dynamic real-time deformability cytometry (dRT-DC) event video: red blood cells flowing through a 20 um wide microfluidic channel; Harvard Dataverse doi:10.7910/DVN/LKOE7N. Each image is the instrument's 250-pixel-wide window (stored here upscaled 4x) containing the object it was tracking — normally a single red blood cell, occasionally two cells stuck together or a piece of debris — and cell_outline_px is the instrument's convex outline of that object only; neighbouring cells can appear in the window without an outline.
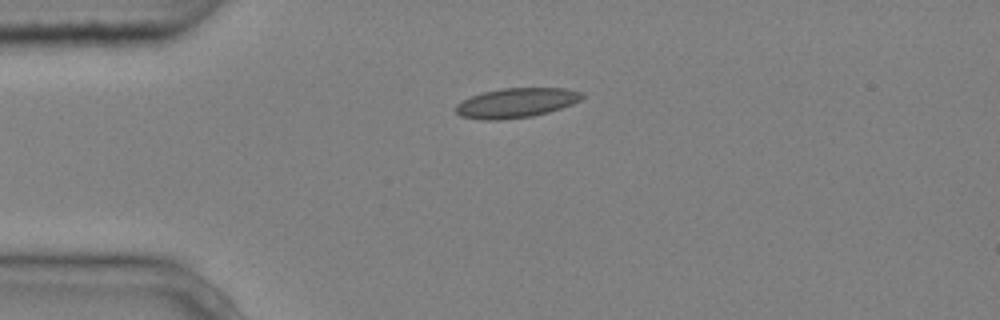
{"species": "common noctule bat (a hibernating species)", "species_latin": "Nyctalus noctula", "temperature_condition": "cold", "stored_images_in_passage": 2, "camera_frame_rate_fps": 3000, "um_per_image_px": 0.085, "animal": {"sex": "male", "body_mass_g": 20.4}, "frame": {"image": 1, "passage_image": 1, "time_ms": 0.0, "image_size_px": [1000, 320], "cell_outline_px": [[584, 96], [580, 100], [572, 104], [548, 112], [532, 116], [500, 120], [480, 120], [460, 116], [456, 112], [456, 104], [472, 96], [484, 92], [500, 88], [564, 88], [580, 92]], "centroid_in_image_um": [43.85, 8.75], "position_along_channel_um": 41.1, "area_um2": 21.68}}